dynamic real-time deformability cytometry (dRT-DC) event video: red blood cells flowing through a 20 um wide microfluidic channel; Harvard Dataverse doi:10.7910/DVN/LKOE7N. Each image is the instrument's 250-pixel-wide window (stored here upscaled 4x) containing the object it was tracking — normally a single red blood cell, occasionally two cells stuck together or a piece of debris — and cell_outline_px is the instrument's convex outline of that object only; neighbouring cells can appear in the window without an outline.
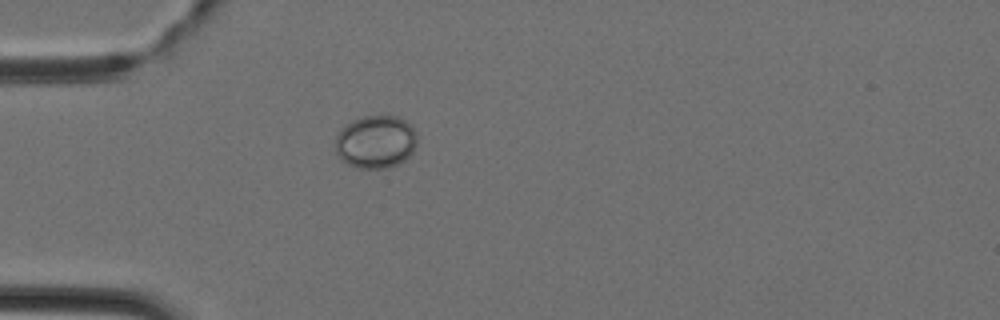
{"species": "Egyptian fruit bat (a non-hibernating species)", "species_latin": "Rousettus aegyptiacus", "temperature_condition": "cold", "stored_images_in_passage": 33, "camera_frame_rate_fps": 3000, "um_per_image_px": 0.085, "animal": {"sex": "female"}, "frame": {"image": 1, "passage_image": 1, "time_ms": 0.0, "image_size_px": [1000, 320], "cell_outline_px": [[416, 144], [412, 152], [400, 164], [388, 168], [356, 168], [340, 160], [336, 152], [336, 136], [340, 128], [352, 120], [364, 116], [396, 116], [412, 124], [416, 132]], "centroid_in_image_um": [31.93, 12.06], "position_along_channel_um": 53.1, "area_um2": 25.49}}
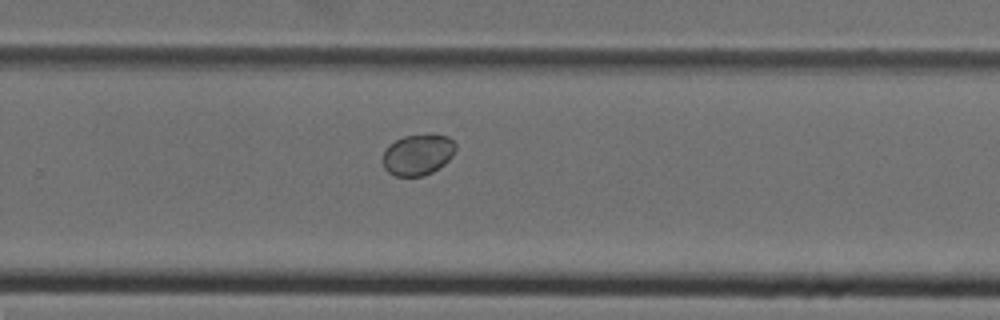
{"frame": {"image": 2, "passage_image": 18, "time_ms": 5.667, "image_size_px": [1000, 320], "cell_outline_px": [[456, 148], [452, 156], [444, 164], [432, 172], [424, 176], [396, 176], [388, 172], [384, 168], [380, 160], [384, 148], [388, 144], [404, 136], [428, 132], [448, 136], [456, 144]], "centroid_in_image_um": [35.48, 13.11], "position_along_channel_um": 294.3, "area_um2": 18.03}}
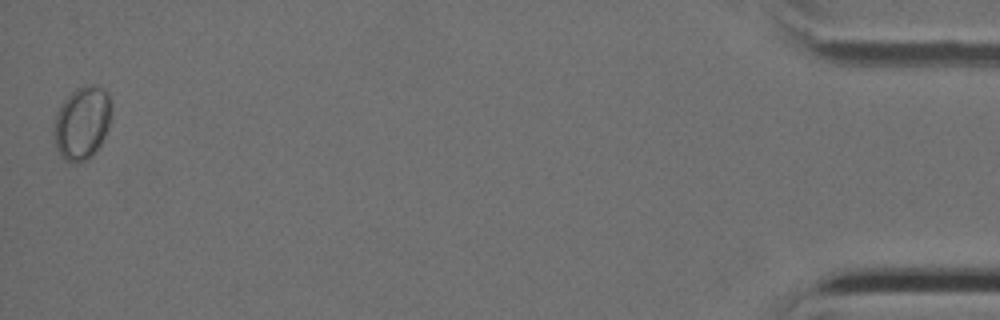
{"frame": {"image": 3, "passage_image": 33, "time_ms": 10.667, "image_size_px": [1000, 320], "cell_outline_px": [[112, 112], [108, 128], [100, 144], [92, 156], [88, 160], [76, 164], [72, 164], [64, 160], [60, 156], [52, 140], [56, 112], [60, 104], [76, 88], [92, 84], [104, 88], [112, 100]], "centroid_in_image_um": [6.97, 10.47], "position_along_channel_um": 428.2, "area_um2": 25.14}}